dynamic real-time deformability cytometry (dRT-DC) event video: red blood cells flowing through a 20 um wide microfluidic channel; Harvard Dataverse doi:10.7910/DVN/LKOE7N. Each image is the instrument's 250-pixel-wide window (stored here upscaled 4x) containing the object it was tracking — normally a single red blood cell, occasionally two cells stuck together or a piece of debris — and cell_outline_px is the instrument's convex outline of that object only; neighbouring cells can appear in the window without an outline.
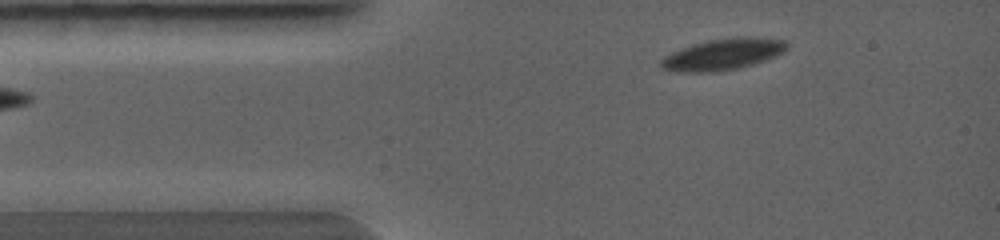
{"species": "common noctule bat (a hibernating species)", "species_latin": "Nyctalus noctula", "temperature_condition": "warm", "stored_images_in_passage": 3, "camera_frame_rate_fps": 5000, "um_per_image_px": 0.085, "animal": {"sex": "female", "body_mass_g": 19.0, "forearm_length_mm": 56.7}, "frame": {"image": 1, "passage_image": 3, "time_ms": 1.0, "image_size_px": [1000, 240], "cell_outline_px": [[788, 48], [784, 52], [768, 60], [736, 68], [712, 72], [680, 72], [660, 68], [660, 60], [664, 56], [680, 48], [692, 44], [708, 40], [736, 36], [752, 36], [784, 40], [788, 44]], "centroid_in_image_um": [61.46, 4.6], "position_along_channel_um": 23.5, "area_um2": 23.24}}